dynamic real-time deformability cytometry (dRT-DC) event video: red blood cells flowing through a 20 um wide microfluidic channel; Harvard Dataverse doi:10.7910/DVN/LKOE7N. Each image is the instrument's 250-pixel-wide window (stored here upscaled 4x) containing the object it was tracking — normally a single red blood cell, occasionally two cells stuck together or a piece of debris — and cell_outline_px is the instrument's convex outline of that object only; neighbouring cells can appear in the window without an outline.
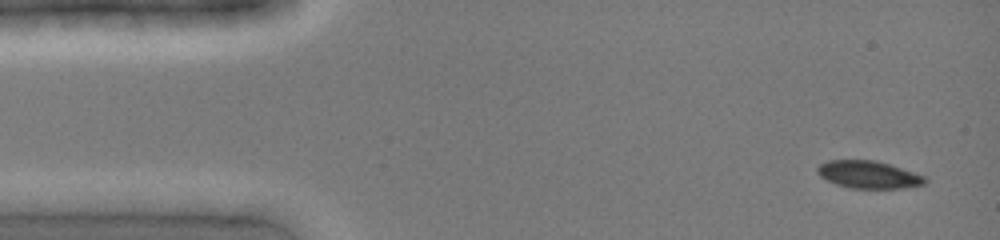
{"species": "common noctule bat (a hibernating species)", "species_latin": "Nyctalus noctula", "temperature_condition": "cold", "stored_images_in_passage": 4, "camera_frame_rate_fps": 3000, "um_per_image_px": 0.085, "animal": {"sex": "female", "body_mass_g": 19.0, "forearm_length_mm": 51.5}, "frame": {"image": 1, "passage_image": 1, "time_ms": 0.0, "image_size_px": [1000, 240], "cell_outline_px": [[928, 180], [924, 184], [904, 188], [852, 188], [836, 184], [820, 176], [816, 172], [816, 168], [820, 164], [828, 160], [876, 160], [924, 176]], "centroid_in_image_um": [73.8, 14.84], "position_along_channel_um": 11.2, "area_um2": 17.05}}